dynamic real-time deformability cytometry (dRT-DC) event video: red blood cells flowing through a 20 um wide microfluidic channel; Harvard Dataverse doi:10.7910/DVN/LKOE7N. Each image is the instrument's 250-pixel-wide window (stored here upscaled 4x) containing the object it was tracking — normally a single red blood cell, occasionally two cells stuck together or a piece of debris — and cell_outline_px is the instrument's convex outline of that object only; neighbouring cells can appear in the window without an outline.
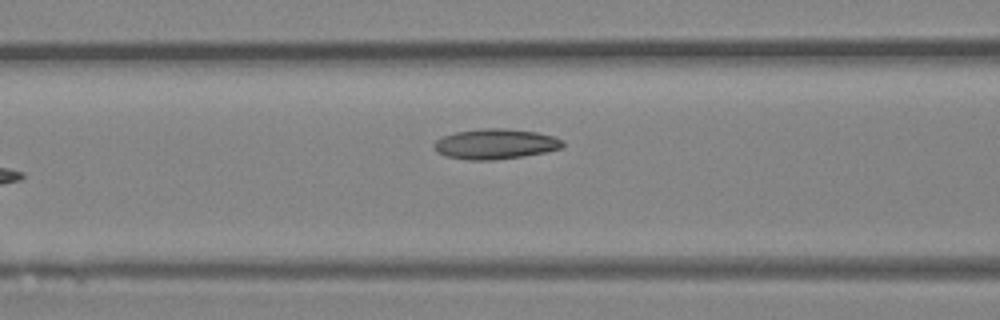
{"species": "Egyptian fruit bat (a non-hibernating species)", "species_latin": "Rousettus aegyptiacus", "temperature_condition": "room temperature", "stored_images_in_passage": 7, "camera_frame_rate_fps": 3000, "um_per_image_px": 0.085, "animal": {"sex": "female"}, "frame": {"image": 1, "passage_image": 7, "time_ms": 7.0, "image_size_px": [1000, 320], "cell_outline_px": [[564, 148], [524, 156], [492, 160], [468, 160], [444, 156], [436, 152], [432, 148], [432, 144], [436, 140], [444, 136], [456, 132], [484, 128], [508, 128], [536, 132], [552, 136], [564, 140]], "centroid_in_image_um": [42.09, 12.24], "position_along_channel_um": 124.5, "area_um2": 22.89}}